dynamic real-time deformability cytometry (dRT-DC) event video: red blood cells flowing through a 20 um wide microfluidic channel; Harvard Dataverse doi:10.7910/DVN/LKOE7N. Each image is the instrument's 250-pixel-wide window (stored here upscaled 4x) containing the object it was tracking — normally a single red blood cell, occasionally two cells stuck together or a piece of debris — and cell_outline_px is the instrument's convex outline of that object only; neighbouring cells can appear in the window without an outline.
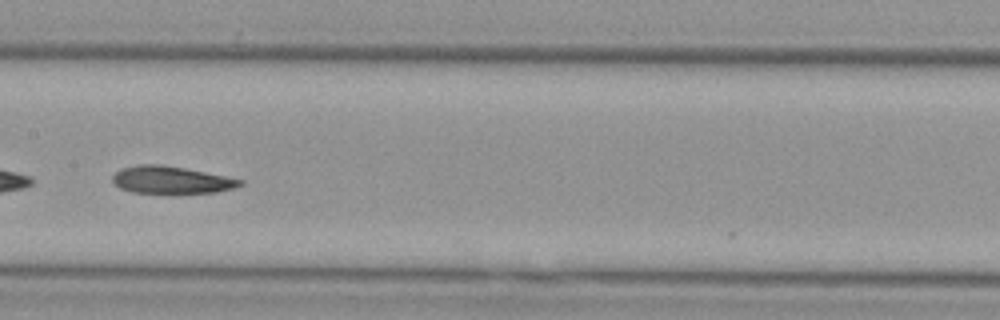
{"species": "Egyptian fruit bat (a non-hibernating species)", "species_latin": "Rousettus aegyptiacus", "temperature_condition": "cold", "stored_images_in_passage": 44, "segment_of_instrument_passage": [2, 2], "camera_frame_rate_fps": 3000, "um_per_image_px": 0.085, "animal": {"sex": "female"}, "frame": {"image": 1, "passage_image": 22, "time_ms": 7.0, "image_size_px": [1000, 320], "cell_outline_px": [[244, 184], [232, 188], [216, 192], [132, 192], [120, 188], [112, 180], [112, 176], [120, 168], [140, 164], [160, 164], [184, 168], [244, 180]], "centroid_in_image_um": [14.52, 15.27], "position_along_channel_um": 192.9, "area_um2": 19.88}}
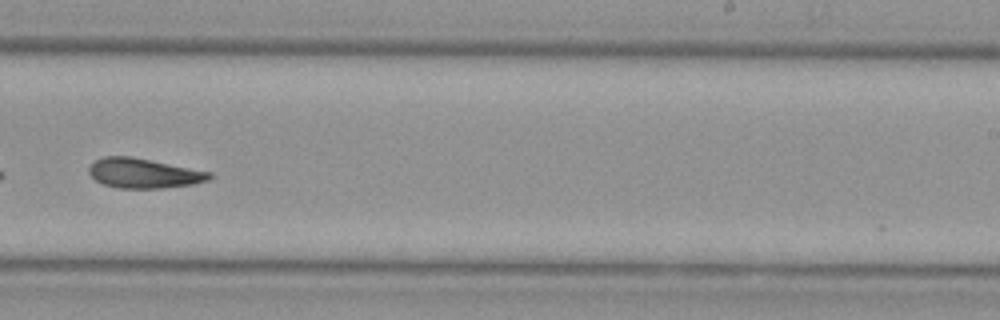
{"frame": {"image": 2, "passage_image": 28, "time_ms": 9.0, "image_size_px": [1000, 320], "cell_outline_px": [[212, 176], [208, 180], [192, 184], [164, 188], [120, 188], [104, 184], [96, 180], [88, 172], [88, 168], [96, 160], [104, 156], [132, 156], [212, 172]], "centroid_in_image_um": [12.22, 14.72], "position_along_channel_um": 276.8, "area_um2": 20.81}}